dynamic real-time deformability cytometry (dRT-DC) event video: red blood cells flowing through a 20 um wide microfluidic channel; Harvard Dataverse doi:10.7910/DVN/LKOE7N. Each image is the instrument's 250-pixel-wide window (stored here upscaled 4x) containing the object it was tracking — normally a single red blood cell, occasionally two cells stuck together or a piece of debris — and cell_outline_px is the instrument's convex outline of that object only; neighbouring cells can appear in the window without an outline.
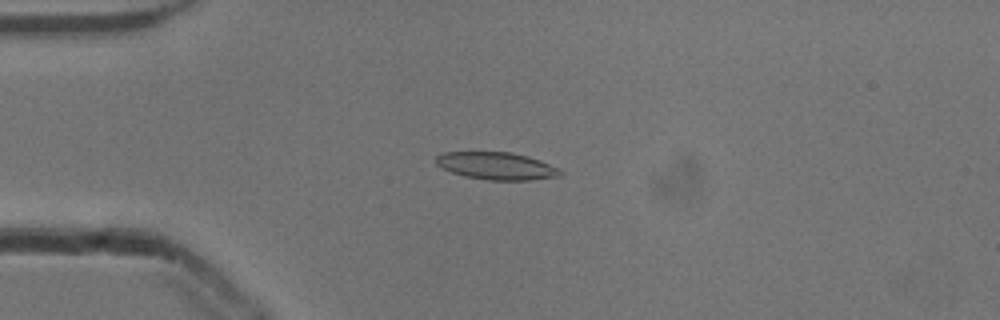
{"species": "common noctule bat (a hibernating species)", "species_latin": "Nyctalus noctula", "temperature_condition": "cold", "stored_images_in_passage": 53, "camera_frame_rate_fps": 3000, "um_per_image_px": 0.085, "animal": {"sex": "male", "body_mass_g": 13.3}, "frame": {"image": 1, "passage_image": 14, "time_ms": 4.333, "image_size_px": [1000, 320], "cell_outline_px": [[564, 172], [560, 176], [528, 180], [488, 180], [464, 176], [452, 172], [436, 164], [436, 156], [444, 152], [512, 152], [528, 156], [540, 160], [560, 168]], "centroid_in_image_um": [42.24, 14.1], "position_along_channel_um": 42.8, "area_um2": 19.88}}
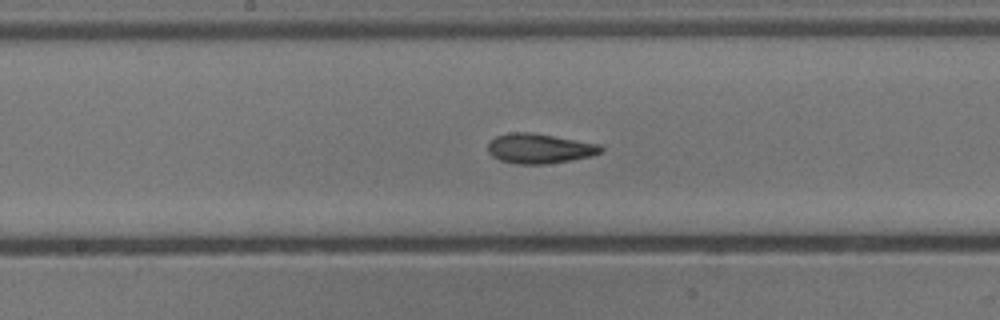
{"frame": {"image": 2, "passage_image": 28, "time_ms": 9.0, "image_size_px": [1000, 320], "cell_outline_px": [[604, 152], [592, 156], [544, 164], [516, 164], [500, 160], [492, 156], [488, 152], [488, 144], [496, 136], [512, 132], [528, 132], [600, 144], [604, 148]], "centroid_in_image_um": [45.87, 12.63], "position_along_channel_um": 202.3, "area_um2": 19.48}}
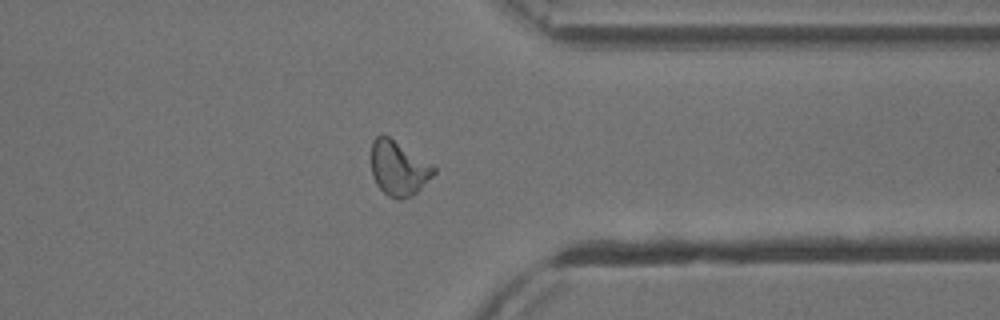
{"frame": {"image": 3, "passage_image": 42, "time_ms": 13.667, "image_size_px": [1000, 320], "cell_outline_px": [[436, 172], [412, 196], [400, 200], [396, 200], [388, 196], [376, 184], [372, 176], [372, 140], [376, 136], [388, 136], [432, 164], [436, 168]], "centroid_in_image_um": [33.87, 14.33], "position_along_channel_um": 377.5, "area_um2": 19.71}, "authors_computed_cell_mechanics": {"area_um2": 19.652, "velocity_mm_per_s": 3.8853, "shape_relaxation_time_tau1_ms": 6.7709, "shape_relaxation_time_tau2_ms": 1.6838, "deformation_change_tau1": 0.1548, "deformation_change_tau2": 0.0776}}